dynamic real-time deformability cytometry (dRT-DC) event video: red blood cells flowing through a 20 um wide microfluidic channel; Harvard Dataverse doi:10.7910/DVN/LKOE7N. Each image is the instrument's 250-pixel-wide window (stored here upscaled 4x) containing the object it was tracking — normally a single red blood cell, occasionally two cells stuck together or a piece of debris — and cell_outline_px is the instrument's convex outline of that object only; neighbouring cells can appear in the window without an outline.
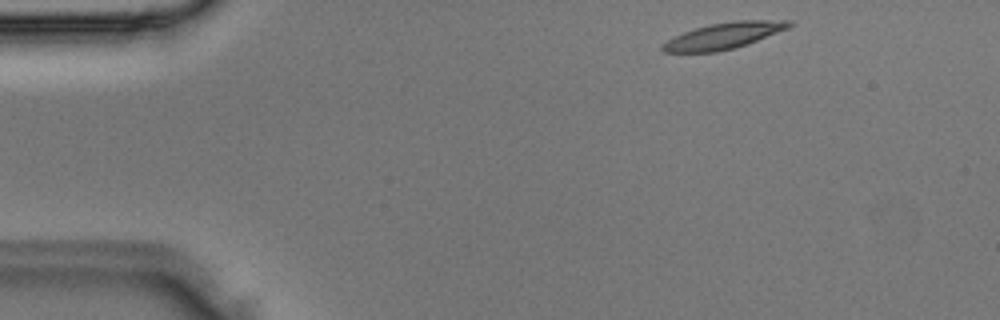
{"species": "Egyptian fruit bat (a non-hibernating species)", "species_latin": "Rousettus aegyptiacus", "temperature_condition": "room temperature", "stored_images_in_passage": 3, "camera_frame_rate_fps": 3000, "um_per_image_px": 0.085, "animal": {"sex": "male"}, "frame": {"image": 1, "passage_image": 1, "time_ms": 0.0, "image_size_px": [1000, 320], "cell_outline_px": [[792, 24], [788, 28], [756, 40], [732, 48], [716, 52], [664, 52], [660, 48], [668, 40], [684, 32], [708, 24], [736, 20], [792, 20]], "centroid_in_image_um": [61.52, 3.02], "position_along_channel_um": 23.5, "area_um2": 18.9}}
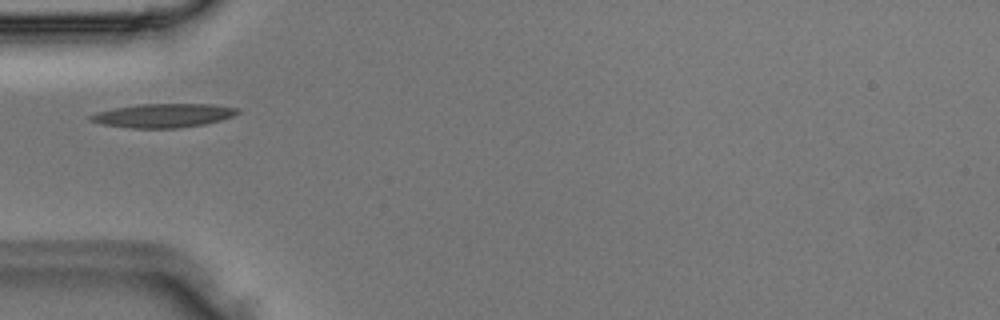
{"frame": {"image": 2, "passage_image": 3, "time_ms": 0.667, "image_size_px": [1000, 320], "cell_outline_px": [[240, 112], [232, 116], [220, 120], [204, 124], [180, 128], [132, 128], [100, 124], [88, 120], [88, 116], [96, 112], [136, 104], [212, 104], [240, 108]], "centroid_in_image_um": [13.86, 9.82], "position_along_channel_um": 71.1, "area_um2": 20.52}}